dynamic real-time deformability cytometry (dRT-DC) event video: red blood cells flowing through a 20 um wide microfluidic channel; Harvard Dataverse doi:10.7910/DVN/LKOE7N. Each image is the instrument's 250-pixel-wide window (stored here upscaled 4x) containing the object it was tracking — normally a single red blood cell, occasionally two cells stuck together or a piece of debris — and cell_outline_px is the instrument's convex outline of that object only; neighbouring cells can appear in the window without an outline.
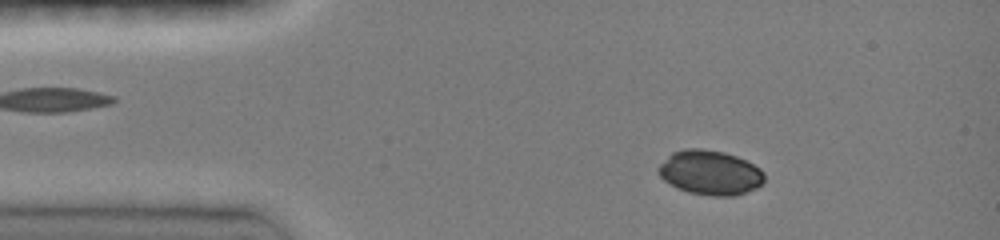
{"species": "common noctule bat (a hibernating species)", "species_latin": "Nyctalus noctula", "temperature_condition": "room temperature", "stored_images_in_passage": 10, "camera_frame_rate_fps": 3000, "um_per_image_px": 0.085, "animal": {"sex": "female", "body_mass_g": 19.0, "forearm_length_mm": 51.5}, "frame": {"image": 1, "passage_image": 5, "time_ms": 1.333, "image_size_px": [1000, 240], "cell_outline_px": [[764, 180], [756, 188], [736, 196], [712, 196], [688, 192], [676, 188], [664, 180], [656, 172], [656, 168], [672, 152], [684, 148], [700, 148], [724, 152], [736, 156], [760, 168], [764, 172]], "centroid_in_image_um": [60.33, 14.67], "position_along_channel_um": 24.7, "area_um2": 27.63}}